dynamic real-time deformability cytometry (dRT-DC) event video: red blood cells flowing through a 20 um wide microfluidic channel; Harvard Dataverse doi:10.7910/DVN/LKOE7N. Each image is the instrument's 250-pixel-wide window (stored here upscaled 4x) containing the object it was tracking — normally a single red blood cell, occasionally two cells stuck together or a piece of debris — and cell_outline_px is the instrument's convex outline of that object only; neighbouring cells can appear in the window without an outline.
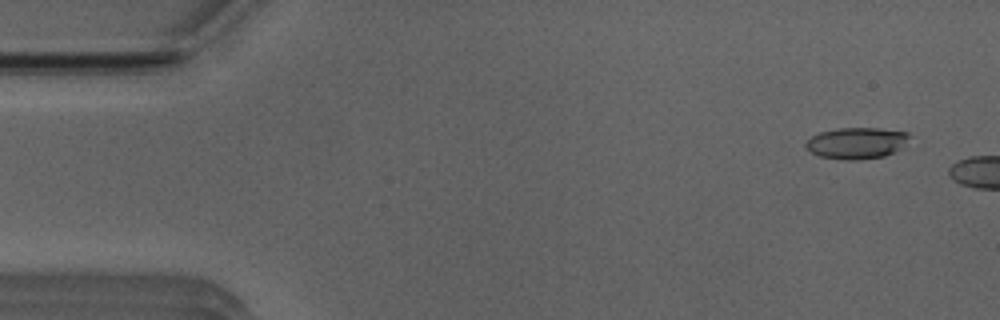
{"species": "Egyptian fruit bat (a non-hibernating species)", "species_latin": "Rousettus aegyptiacus", "temperature_condition": "room temperature", "stored_images_in_passage": 8, "camera_frame_rate_fps": 3000, "um_per_image_px": 0.085, "animal": {"sex": "male"}, "frame": {"image": 1, "passage_image": 4, "time_ms": 1.0, "image_size_px": [1000, 320], "cell_outline_px": [[908, 136], [900, 148], [884, 156], [860, 160], [844, 160], [820, 156], [812, 152], [804, 144], [812, 136], [820, 132], [840, 128], [876, 128], [908, 132]], "centroid_in_image_um": [72.77, 12.16], "position_along_channel_um": 12.2, "area_um2": 18.55}}